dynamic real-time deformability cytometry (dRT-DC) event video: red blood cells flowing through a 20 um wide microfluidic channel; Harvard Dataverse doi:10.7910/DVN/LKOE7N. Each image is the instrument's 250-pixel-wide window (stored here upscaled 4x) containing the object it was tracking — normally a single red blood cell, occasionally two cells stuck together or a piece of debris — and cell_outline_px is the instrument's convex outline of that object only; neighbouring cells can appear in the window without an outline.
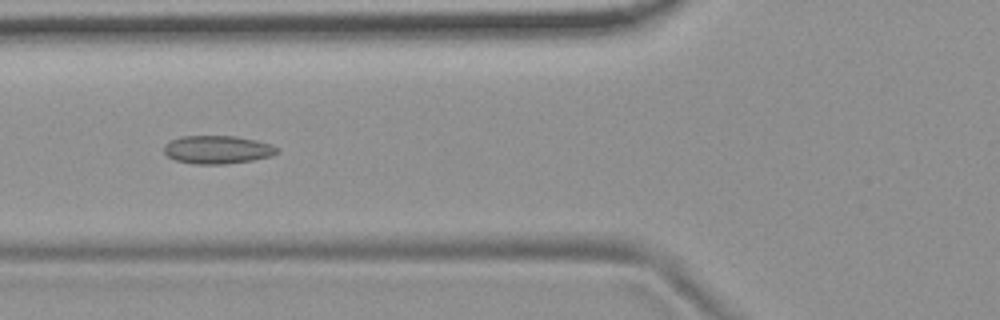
{"species": "common noctule bat (a hibernating species)", "species_latin": "Nyctalus noctula", "temperature_condition": "room temperature", "stored_images_in_passage": 55, "camera_frame_rate_fps": 3000, "um_per_image_px": 0.085, "animal": {"sex": "female", "body_mass_g": 19.9}, "frame": {"image": 1, "passage_image": 21, "time_ms": 6.667, "image_size_px": [1000, 320], "cell_outline_px": [[280, 152], [272, 156], [252, 160], [228, 164], [192, 164], [176, 160], [168, 156], [164, 152], [164, 144], [180, 136], [236, 136], [256, 140], [272, 144], [280, 148]], "centroid_in_image_um": [18.53, 12.72], "position_along_channel_um": 107.3, "area_um2": 18.79}}
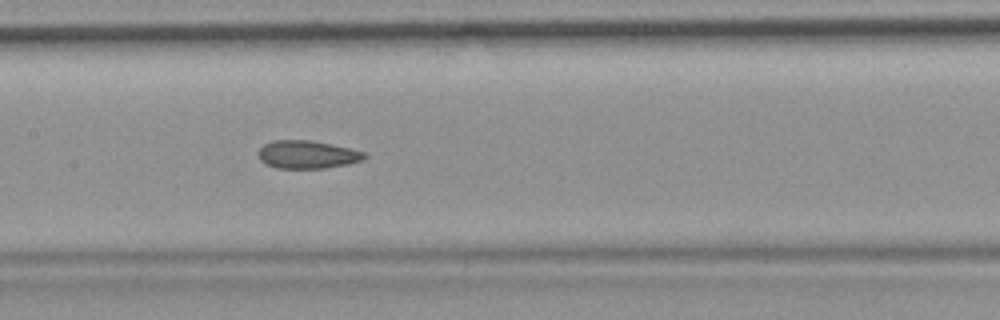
{"frame": {"image": 2, "passage_image": 27, "time_ms": 8.667, "image_size_px": [1000, 320], "cell_outline_px": [[368, 156], [364, 160], [348, 164], [324, 168], [276, 168], [264, 164], [260, 160], [256, 152], [264, 144], [272, 140], [312, 140], [348, 148], [364, 152]], "centroid_in_image_um": [26.08, 13.14], "position_along_channel_um": 181.3, "area_um2": 17.46}}
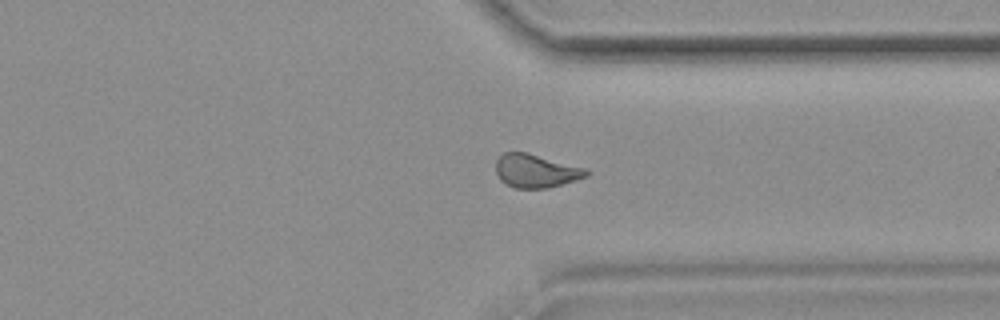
{"frame": {"image": 3, "passage_image": 42, "time_ms": 13.667, "image_size_px": [1000, 320], "cell_outline_px": [[592, 172], [588, 176], [576, 180], [548, 188], [516, 188], [504, 184], [496, 176], [496, 160], [504, 152], [528, 152], [588, 168]], "centroid_in_image_um": [45.58, 14.52], "position_along_channel_um": 365.8, "area_um2": 18.03}, "authors_computed_cell_mechanics": {"area_um2": 18.0914, "velocity_mm_per_s": 3.6894, "shape_relaxation_time_tau1_ms": null, "shape_relaxation_time_tau2_ms": 1.8046, "deformation_change_tau1": null, "deformation_change_tau2": 0.0698}}